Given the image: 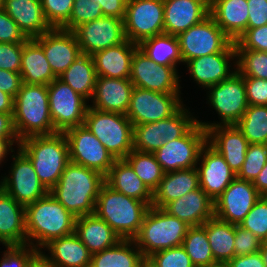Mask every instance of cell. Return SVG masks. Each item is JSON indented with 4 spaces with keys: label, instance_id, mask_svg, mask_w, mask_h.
Segmentation results:
<instances>
[{
    "label": "cell",
    "instance_id": "6da1fadb",
    "mask_svg": "<svg viewBox=\"0 0 267 267\" xmlns=\"http://www.w3.org/2000/svg\"><path fill=\"white\" fill-rule=\"evenodd\" d=\"M104 183L105 176L99 172L70 161L49 193L77 218L94 214Z\"/></svg>",
    "mask_w": 267,
    "mask_h": 267
},
{
    "label": "cell",
    "instance_id": "7a4b0ae2",
    "mask_svg": "<svg viewBox=\"0 0 267 267\" xmlns=\"http://www.w3.org/2000/svg\"><path fill=\"white\" fill-rule=\"evenodd\" d=\"M25 218L27 244L39 252L50 241L75 232L76 217L50 193L27 205Z\"/></svg>",
    "mask_w": 267,
    "mask_h": 267
},
{
    "label": "cell",
    "instance_id": "3957f363",
    "mask_svg": "<svg viewBox=\"0 0 267 267\" xmlns=\"http://www.w3.org/2000/svg\"><path fill=\"white\" fill-rule=\"evenodd\" d=\"M17 148L30 159L40 182L48 191L59 182L70 162L68 143L63 132L26 137Z\"/></svg>",
    "mask_w": 267,
    "mask_h": 267
},
{
    "label": "cell",
    "instance_id": "277c9868",
    "mask_svg": "<svg viewBox=\"0 0 267 267\" xmlns=\"http://www.w3.org/2000/svg\"><path fill=\"white\" fill-rule=\"evenodd\" d=\"M149 206L126 196L106 183L100 189L94 214L104 220L121 239L133 240L139 233Z\"/></svg>",
    "mask_w": 267,
    "mask_h": 267
},
{
    "label": "cell",
    "instance_id": "5b68a950",
    "mask_svg": "<svg viewBox=\"0 0 267 267\" xmlns=\"http://www.w3.org/2000/svg\"><path fill=\"white\" fill-rule=\"evenodd\" d=\"M13 126L19 141L56 133L51 120L47 85L22 83L14 98Z\"/></svg>",
    "mask_w": 267,
    "mask_h": 267
},
{
    "label": "cell",
    "instance_id": "8992f818",
    "mask_svg": "<svg viewBox=\"0 0 267 267\" xmlns=\"http://www.w3.org/2000/svg\"><path fill=\"white\" fill-rule=\"evenodd\" d=\"M190 226L162 208L150 206L133 239L145 259L153 253L181 246Z\"/></svg>",
    "mask_w": 267,
    "mask_h": 267
},
{
    "label": "cell",
    "instance_id": "52a82bcc",
    "mask_svg": "<svg viewBox=\"0 0 267 267\" xmlns=\"http://www.w3.org/2000/svg\"><path fill=\"white\" fill-rule=\"evenodd\" d=\"M84 125L115 160L124 159L133 148V124L126 114L102 112L88 106Z\"/></svg>",
    "mask_w": 267,
    "mask_h": 267
},
{
    "label": "cell",
    "instance_id": "ba28073f",
    "mask_svg": "<svg viewBox=\"0 0 267 267\" xmlns=\"http://www.w3.org/2000/svg\"><path fill=\"white\" fill-rule=\"evenodd\" d=\"M197 119L184 105L169 118L157 122L133 126V148L136 151L154 153L167 141L182 137Z\"/></svg>",
    "mask_w": 267,
    "mask_h": 267
},
{
    "label": "cell",
    "instance_id": "9c48e42d",
    "mask_svg": "<svg viewBox=\"0 0 267 267\" xmlns=\"http://www.w3.org/2000/svg\"><path fill=\"white\" fill-rule=\"evenodd\" d=\"M208 103L218 112L221 123L197 120L206 130L216 125H235L248 108L244 77L235 72L230 78L208 88Z\"/></svg>",
    "mask_w": 267,
    "mask_h": 267
},
{
    "label": "cell",
    "instance_id": "30bf717a",
    "mask_svg": "<svg viewBox=\"0 0 267 267\" xmlns=\"http://www.w3.org/2000/svg\"><path fill=\"white\" fill-rule=\"evenodd\" d=\"M206 143L207 130L196 122L182 137L167 141L154 155L165 173L194 168Z\"/></svg>",
    "mask_w": 267,
    "mask_h": 267
},
{
    "label": "cell",
    "instance_id": "8fae6325",
    "mask_svg": "<svg viewBox=\"0 0 267 267\" xmlns=\"http://www.w3.org/2000/svg\"><path fill=\"white\" fill-rule=\"evenodd\" d=\"M51 120L56 132L83 125L89 105L68 84L56 78L47 85Z\"/></svg>",
    "mask_w": 267,
    "mask_h": 267
},
{
    "label": "cell",
    "instance_id": "7c38bea8",
    "mask_svg": "<svg viewBox=\"0 0 267 267\" xmlns=\"http://www.w3.org/2000/svg\"><path fill=\"white\" fill-rule=\"evenodd\" d=\"M63 133L67 139L71 162L95 170L103 176L107 175L115 158L86 125L69 128Z\"/></svg>",
    "mask_w": 267,
    "mask_h": 267
},
{
    "label": "cell",
    "instance_id": "4fadbf2b",
    "mask_svg": "<svg viewBox=\"0 0 267 267\" xmlns=\"http://www.w3.org/2000/svg\"><path fill=\"white\" fill-rule=\"evenodd\" d=\"M124 32L136 44L164 33L163 0H127Z\"/></svg>",
    "mask_w": 267,
    "mask_h": 267
},
{
    "label": "cell",
    "instance_id": "5bb4252c",
    "mask_svg": "<svg viewBox=\"0 0 267 267\" xmlns=\"http://www.w3.org/2000/svg\"><path fill=\"white\" fill-rule=\"evenodd\" d=\"M183 63L200 56L222 52L232 40L209 14L198 24L178 35Z\"/></svg>",
    "mask_w": 267,
    "mask_h": 267
},
{
    "label": "cell",
    "instance_id": "9a60e30c",
    "mask_svg": "<svg viewBox=\"0 0 267 267\" xmlns=\"http://www.w3.org/2000/svg\"><path fill=\"white\" fill-rule=\"evenodd\" d=\"M183 102L179 94H166L134 87L126 116L134 125L157 122L174 115Z\"/></svg>",
    "mask_w": 267,
    "mask_h": 267
},
{
    "label": "cell",
    "instance_id": "2e32d148",
    "mask_svg": "<svg viewBox=\"0 0 267 267\" xmlns=\"http://www.w3.org/2000/svg\"><path fill=\"white\" fill-rule=\"evenodd\" d=\"M12 158L10 177L1 179L0 188L25 207L46 196L49 191L40 182L30 159L19 148Z\"/></svg>",
    "mask_w": 267,
    "mask_h": 267
},
{
    "label": "cell",
    "instance_id": "e0dca14e",
    "mask_svg": "<svg viewBox=\"0 0 267 267\" xmlns=\"http://www.w3.org/2000/svg\"><path fill=\"white\" fill-rule=\"evenodd\" d=\"M176 68L156 64L137 48L132 57L129 80L134 87L159 93L181 94L180 76Z\"/></svg>",
    "mask_w": 267,
    "mask_h": 267
},
{
    "label": "cell",
    "instance_id": "ac0fdd59",
    "mask_svg": "<svg viewBox=\"0 0 267 267\" xmlns=\"http://www.w3.org/2000/svg\"><path fill=\"white\" fill-rule=\"evenodd\" d=\"M73 32L77 37L81 53L89 56L126 40L124 20L115 17L103 16L86 22Z\"/></svg>",
    "mask_w": 267,
    "mask_h": 267
},
{
    "label": "cell",
    "instance_id": "d6986e66",
    "mask_svg": "<svg viewBox=\"0 0 267 267\" xmlns=\"http://www.w3.org/2000/svg\"><path fill=\"white\" fill-rule=\"evenodd\" d=\"M260 196L252 182L236 177L214 201V217L239 225Z\"/></svg>",
    "mask_w": 267,
    "mask_h": 267
},
{
    "label": "cell",
    "instance_id": "ffe728a7",
    "mask_svg": "<svg viewBox=\"0 0 267 267\" xmlns=\"http://www.w3.org/2000/svg\"><path fill=\"white\" fill-rule=\"evenodd\" d=\"M34 39L43 48L51 70L57 78L82 54L76 35L70 30L52 28Z\"/></svg>",
    "mask_w": 267,
    "mask_h": 267
},
{
    "label": "cell",
    "instance_id": "44dd1931",
    "mask_svg": "<svg viewBox=\"0 0 267 267\" xmlns=\"http://www.w3.org/2000/svg\"><path fill=\"white\" fill-rule=\"evenodd\" d=\"M198 162L201 164L196 166L200 188L215 201L236 178V174L208 142L201 149Z\"/></svg>",
    "mask_w": 267,
    "mask_h": 267
},
{
    "label": "cell",
    "instance_id": "7402d4cb",
    "mask_svg": "<svg viewBox=\"0 0 267 267\" xmlns=\"http://www.w3.org/2000/svg\"><path fill=\"white\" fill-rule=\"evenodd\" d=\"M234 59L236 62L235 43L232 41L222 52L200 56L189 60L186 64L194 81L208 89L237 72L236 68L233 71L230 70L229 61Z\"/></svg>",
    "mask_w": 267,
    "mask_h": 267
},
{
    "label": "cell",
    "instance_id": "603a6c76",
    "mask_svg": "<svg viewBox=\"0 0 267 267\" xmlns=\"http://www.w3.org/2000/svg\"><path fill=\"white\" fill-rule=\"evenodd\" d=\"M164 33L178 36L210 14L209 0H163Z\"/></svg>",
    "mask_w": 267,
    "mask_h": 267
},
{
    "label": "cell",
    "instance_id": "cb8c5ba5",
    "mask_svg": "<svg viewBox=\"0 0 267 267\" xmlns=\"http://www.w3.org/2000/svg\"><path fill=\"white\" fill-rule=\"evenodd\" d=\"M207 142L217 150L237 175L246 157L249 142L236 125H216L207 130Z\"/></svg>",
    "mask_w": 267,
    "mask_h": 267
},
{
    "label": "cell",
    "instance_id": "d4e9b609",
    "mask_svg": "<svg viewBox=\"0 0 267 267\" xmlns=\"http://www.w3.org/2000/svg\"><path fill=\"white\" fill-rule=\"evenodd\" d=\"M133 88L129 79L97 77L92 96L93 106H89L102 112L126 114Z\"/></svg>",
    "mask_w": 267,
    "mask_h": 267
},
{
    "label": "cell",
    "instance_id": "484cf974",
    "mask_svg": "<svg viewBox=\"0 0 267 267\" xmlns=\"http://www.w3.org/2000/svg\"><path fill=\"white\" fill-rule=\"evenodd\" d=\"M162 209L184 221L190 227L202 226L207 220L214 217V201L201 188L171 201Z\"/></svg>",
    "mask_w": 267,
    "mask_h": 267
},
{
    "label": "cell",
    "instance_id": "4316f807",
    "mask_svg": "<svg viewBox=\"0 0 267 267\" xmlns=\"http://www.w3.org/2000/svg\"><path fill=\"white\" fill-rule=\"evenodd\" d=\"M2 9L28 39L39 37L52 29L40 0H4Z\"/></svg>",
    "mask_w": 267,
    "mask_h": 267
},
{
    "label": "cell",
    "instance_id": "83f0119b",
    "mask_svg": "<svg viewBox=\"0 0 267 267\" xmlns=\"http://www.w3.org/2000/svg\"><path fill=\"white\" fill-rule=\"evenodd\" d=\"M138 44L126 39L121 44L92 55L97 77L129 79L131 62Z\"/></svg>",
    "mask_w": 267,
    "mask_h": 267
},
{
    "label": "cell",
    "instance_id": "f1b7e54d",
    "mask_svg": "<svg viewBox=\"0 0 267 267\" xmlns=\"http://www.w3.org/2000/svg\"><path fill=\"white\" fill-rule=\"evenodd\" d=\"M0 243L26 245L25 206L0 188Z\"/></svg>",
    "mask_w": 267,
    "mask_h": 267
},
{
    "label": "cell",
    "instance_id": "f546056e",
    "mask_svg": "<svg viewBox=\"0 0 267 267\" xmlns=\"http://www.w3.org/2000/svg\"><path fill=\"white\" fill-rule=\"evenodd\" d=\"M209 8L216 24L233 42L248 29L247 0H210Z\"/></svg>",
    "mask_w": 267,
    "mask_h": 267
},
{
    "label": "cell",
    "instance_id": "4dcf8cb0",
    "mask_svg": "<svg viewBox=\"0 0 267 267\" xmlns=\"http://www.w3.org/2000/svg\"><path fill=\"white\" fill-rule=\"evenodd\" d=\"M198 188H200V182L196 167L166 172L152 193L151 206L163 208L171 201Z\"/></svg>",
    "mask_w": 267,
    "mask_h": 267
},
{
    "label": "cell",
    "instance_id": "1f68e13d",
    "mask_svg": "<svg viewBox=\"0 0 267 267\" xmlns=\"http://www.w3.org/2000/svg\"><path fill=\"white\" fill-rule=\"evenodd\" d=\"M45 247L51 257L40 253L58 267H90L92 254L75 233L54 239Z\"/></svg>",
    "mask_w": 267,
    "mask_h": 267
},
{
    "label": "cell",
    "instance_id": "d6a6232c",
    "mask_svg": "<svg viewBox=\"0 0 267 267\" xmlns=\"http://www.w3.org/2000/svg\"><path fill=\"white\" fill-rule=\"evenodd\" d=\"M74 233L91 254L108 249L121 240L115 231L95 214L77 217Z\"/></svg>",
    "mask_w": 267,
    "mask_h": 267
},
{
    "label": "cell",
    "instance_id": "836d02e7",
    "mask_svg": "<svg viewBox=\"0 0 267 267\" xmlns=\"http://www.w3.org/2000/svg\"><path fill=\"white\" fill-rule=\"evenodd\" d=\"M20 75L23 83L34 85H49L57 78L43 48L34 38L23 43Z\"/></svg>",
    "mask_w": 267,
    "mask_h": 267
},
{
    "label": "cell",
    "instance_id": "e575fe53",
    "mask_svg": "<svg viewBox=\"0 0 267 267\" xmlns=\"http://www.w3.org/2000/svg\"><path fill=\"white\" fill-rule=\"evenodd\" d=\"M105 183L114 190L152 205V192L124 160H115L105 176Z\"/></svg>",
    "mask_w": 267,
    "mask_h": 267
},
{
    "label": "cell",
    "instance_id": "d590c367",
    "mask_svg": "<svg viewBox=\"0 0 267 267\" xmlns=\"http://www.w3.org/2000/svg\"><path fill=\"white\" fill-rule=\"evenodd\" d=\"M145 264L146 259L134 240L121 239L112 247L92 254L90 267H143Z\"/></svg>",
    "mask_w": 267,
    "mask_h": 267
},
{
    "label": "cell",
    "instance_id": "8d00e7d4",
    "mask_svg": "<svg viewBox=\"0 0 267 267\" xmlns=\"http://www.w3.org/2000/svg\"><path fill=\"white\" fill-rule=\"evenodd\" d=\"M203 226L216 263L227 264L235 257V224H230L213 217Z\"/></svg>",
    "mask_w": 267,
    "mask_h": 267
},
{
    "label": "cell",
    "instance_id": "74e56055",
    "mask_svg": "<svg viewBox=\"0 0 267 267\" xmlns=\"http://www.w3.org/2000/svg\"><path fill=\"white\" fill-rule=\"evenodd\" d=\"M86 100L94 94L97 74L92 56L81 54L59 77Z\"/></svg>",
    "mask_w": 267,
    "mask_h": 267
},
{
    "label": "cell",
    "instance_id": "f35d334b",
    "mask_svg": "<svg viewBox=\"0 0 267 267\" xmlns=\"http://www.w3.org/2000/svg\"><path fill=\"white\" fill-rule=\"evenodd\" d=\"M138 48L158 65L177 67V63H183L178 36L155 35L141 41Z\"/></svg>",
    "mask_w": 267,
    "mask_h": 267
},
{
    "label": "cell",
    "instance_id": "ab89813d",
    "mask_svg": "<svg viewBox=\"0 0 267 267\" xmlns=\"http://www.w3.org/2000/svg\"><path fill=\"white\" fill-rule=\"evenodd\" d=\"M124 160L153 193L165 173L154 153L140 152L133 149Z\"/></svg>",
    "mask_w": 267,
    "mask_h": 267
},
{
    "label": "cell",
    "instance_id": "60d3db41",
    "mask_svg": "<svg viewBox=\"0 0 267 267\" xmlns=\"http://www.w3.org/2000/svg\"><path fill=\"white\" fill-rule=\"evenodd\" d=\"M182 246L195 267H209L217 264L203 225L189 227Z\"/></svg>",
    "mask_w": 267,
    "mask_h": 267
},
{
    "label": "cell",
    "instance_id": "b9f144b4",
    "mask_svg": "<svg viewBox=\"0 0 267 267\" xmlns=\"http://www.w3.org/2000/svg\"><path fill=\"white\" fill-rule=\"evenodd\" d=\"M235 125L249 144H265L267 141V106L248 105L245 113Z\"/></svg>",
    "mask_w": 267,
    "mask_h": 267
},
{
    "label": "cell",
    "instance_id": "7bdbcfd3",
    "mask_svg": "<svg viewBox=\"0 0 267 267\" xmlns=\"http://www.w3.org/2000/svg\"><path fill=\"white\" fill-rule=\"evenodd\" d=\"M236 71L244 78H260L267 80V52L241 50L235 44Z\"/></svg>",
    "mask_w": 267,
    "mask_h": 267
},
{
    "label": "cell",
    "instance_id": "ee69618b",
    "mask_svg": "<svg viewBox=\"0 0 267 267\" xmlns=\"http://www.w3.org/2000/svg\"><path fill=\"white\" fill-rule=\"evenodd\" d=\"M239 226L267 242V196H260Z\"/></svg>",
    "mask_w": 267,
    "mask_h": 267
},
{
    "label": "cell",
    "instance_id": "f6af8a7d",
    "mask_svg": "<svg viewBox=\"0 0 267 267\" xmlns=\"http://www.w3.org/2000/svg\"><path fill=\"white\" fill-rule=\"evenodd\" d=\"M267 162L265 144H249L245 161L236 175L237 178L253 182Z\"/></svg>",
    "mask_w": 267,
    "mask_h": 267
},
{
    "label": "cell",
    "instance_id": "bcb514c9",
    "mask_svg": "<svg viewBox=\"0 0 267 267\" xmlns=\"http://www.w3.org/2000/svg\"><path fill=\"white\" fill-rule=\"evenodd\" d=\"M101 17H103V11L97 4V0H74L69 21L62 29L74 31L81 24Z\"/></svg>",
    "mask_w": 267,
    "mask_h": 267
},
{
    "label": "cell",
    "instance_id": "7dc6e473",
    "mask_svg": "<svg viewBox=\"0 0 267 267\" xmlns=\"http://www.w3.org/2000/svg\"><path fill=\"white\" fill-rule=\"evenodd\" d=\"M146 264L149 267H195L182 245L153 253Z\"/></svg>",
    "mask_w": 267,
    "mask_h": 267
},
{
    "label": "cell",
    "instance_id": "c3c4849f",
    "mask_svg": "<svg viewBox=\"0 0 267 267\" xmlns=\"http://www.w3.org/2000/svg\"><path fill=\"white\" fill-rule=\"evenodd\" d=\"M44 15L52 28H62L70 18L74 0H40Z\"/></svg>",
    "mask_w": 267,
    "mask_h": 267
},
{
    "label": "cell",
    "instance_id": "681fc988",
    "mask_svg": "<svg viewBox=\"0 0 267 267\" xmlns=\"http://www.w3.org/2000/svg\"><path fill=\"white\" fill-rule=\"evenodd\" d=\"M6 249L0 259V267H30L33 259L39 253L37 249L28 244L10 245L6 246Z\"/></svg>",
    "mask_w": 267,
    "mask_h": 267
},
{
    "label": "cell",
    "instance_id": "f907efd6",
    "mask_svg": "<svg viewBox=\"0 0 267 267\" xmlns=\"http://www.w3.org/2000/svg\"><path fill=\"white\" fill-rule=\"evenodd\" d=\"M262 243L251 231L235 225V256H246L256 253L261 249Z\"/></svg>",
    "mask_w": 267,
    "mask_h": 267
},
{
    "label": "cell",
    "instance_id": "816d5d0a",
    "mask_svg": "<svg viewBox=\"0 0 267 267\" xmlns=\"http://www.w3.org/2000/svg\"><path fill=\"white\" fill-rule=\"evenodd\" d=\"M234 43L241 50L267 52V24L254 29H247Z\"/></svg>",
    "mask_w": 267,
    "mask_h": 267
},
{
    "label": "cell",
    "instance_id": "f5cc1de1",
    "mask_svg": "<svg viewBox=\"0 0 267 267\" xmlns=\"http://www.w3.org/2000/svg\"><path fill=\"white\" fill-rule=\"evenodd\" d=\"M23 44L0 43V69L20 73Z\"/></svg>",
    "mask_w": 267,
    "mask_h": 267
},
{
    "label": "cell",
    "instance_id": "db71d44e",
    "mask_svg": "<svg viewBox=\"0 0 267 267\" xmlns=\"http://www.w3.org/2000/svg\"><path fill=\"white\" fill-rule=\"evenodd\" d=\"M28 40L13 19L0 9V43H20Z\"/></svg>",
    "mask_w": 267,
    "mask_h": 267
},
{
    "label": "cell",
    "instance_id": "11a10c76",
    "mask_svg": "<svg viewBox=\"0 0 267 267\" xmlns=\"http://www.w3.org/2000/svg\"><path fill=\"white\" fill-rule=\"evenodd\" d=\"M248 105L267 106V80L244 78Z\"/></svg>",
    "mask_w": 267,
    "mask_h": 267
},
{
    "label": "cell",
    "instance_id": "9f6ffc18",
    "mask_svg": "<svg viewBox=\"0 0 267 267\" xmlns=\"http://www.w3.org/2000/svg\"><path fill=\"white\" fill-rule=\"evenodd\" d=\"M249 17L248 29L267 24V0H247Z\"/></svg>",
    "mask_w": 267,
    "mask_h": 267
},
{
    "label": "cell",
    "instance_id": "6f0895ef",
    "mask_svg": "<svg viewBox=\"0 0 267 267\" xmlns=\"http://www.w3.org/2000/svg\"><path fill=\"white\" fill-rule=\"evenodd\" d=\"M20 73L0 69V90L15 98L22 85Z\"/></svg>",
    "mask_w": 267,
    "mask_h": 267
},
{
    "label": "cell",
    "instance_id": "680465c9",
    "mask_svg": "<svg viewBox=\"0 0 267 267\" xmlns=\"http://www.w3.org/2000/svg\"><path fill=\"white\" fill-rule=\"evenodd\" d=\"M97 4L101 6L103 16L124 20L127 0H97Z\"/></svg>",
    "mask_w": 267,
    "mask_h": 267
},
{
    "label": "cell",
    "instance_id": "91938a15",
    "mask_svg": "<svg viewBox=\"0 0 267 267\" xmlns=\"http://www.w3.org/2000/svg\"><path fill=\"white\" fill-rule=\"evenodd\" d=\"M12 116L13 114L0 112V139L6 140L11 146L20 143L14 130Z\"/></svg>",
    "mask_w": 267,
    "mask_h": 267
},
{
    "label": "cell",
    "instance_id": "94428289",
    "mask_svg": "<svg viewBox=\"0 0 267 267\" xmlns=\"http://www.w3.org/2000/svg\"><path fill=\"white\" fill-rule=\"evenodd\" d=\"M228 267H266L260 251L246 256H235L227 263Z\"/></svg>",
    "mask_w": 267,
    "mask_h": 267
},
{
    "label": "cell",
    "instance_id": "6125c7cd",
    "mask_svg": "<svg viewBox=\"0 0 267 267\" xmlns=\"http://www.w3.org/2000/svg\"><path fill=\"white\" fill-rule=\"evenodd\" d=\"M252 184L261 196H267V162Z\"/></svg>",
    "mask_w": 267,
    "mask_h": 267
},
{
    "label": "cell",
    "instance_id": "be15d7a7",
    "mask_svg": "<svg viewBox=\"0 0 267 267\" xmlns=\"http://www.w3.org/2000/svg\"><path fill=\"white\" fill-rule=\"evenodd\" d=\"M0 112L13 114L14 112V98L0 90Z\"/></svg>",
    "mask_w": 267,
    "mask_h": 267
},
{
    "label": "cell",
    "instance_id": "e7e4bbea",
    "mask_svg": "<svg viewBox=\"0 0 267 267\" xmlns=\"http://www.w3.org/2000/svg\"><path fill=\"white\" fill-rule=\"evenodd\" d=\"M30 267H58L49 262L40 252L33 259Z\"/></svg>",
    "mask_w": 267,
    "mask_h": 267
},
{
    "label": "cell",
    "instance_id": "03108f58",
    "mask_svg": "<svg viewBox=\"0 0 267 267\" xmlns=\"http://www.w3.org/2000/svg\"><path fill=\"white\" fill-rule=\"evenodd\" d=\"M11 150V151H10ZM14 152V149L12 146L4 139H0V165L2 161L4 162V159L6 155H8V152Z\"/></svg>",
    "mask_w": 267,
    "mask_h": 267
},
{
    "label": "cell",
    "instance_id": "003e7915",
    "mask_svg": "<svg viewBox=\"0 0 267 267\" xmlns=\"http://www.w3.org/2000/svg\"><path fill=\"white\" fill-rule=\"evenodd\" d=\"M259 251L262 256L263 262L267 267V242L262 243L261 249Z\"/></svg>",
    "mask_w": 267,
    "mask_h": 267
},
{
    "label": "cell",
    "instance_id": "a7ac6f4b",
    "mask_svg": "<svg viewBox=\"0 0 267 267\" xmlns=\"http://www.w3.org/2000/svg\"><path fill=\"white\" fill-rule=\"evenodd\" d=\"M209 267H228V266H227V264L217 263V264L209 266Z\"/></svg>",
    "mask_w": 267,
    "mask_h": 267
},
{
    "label": "cell",
    "instance_id": "89a4df30",
    "mask_svg": "<svg viewBox=\"0 0 267 267\" xmlns=\"http://www.w3.org/2000/svg\"><path fill=\"white\" fill-rule=\"evenodd\" d=\"M4 0H0V9L3 7Z\"/></svg>",
    "mask_w": 267,
    "mask_h": 267
}]
</instances>
